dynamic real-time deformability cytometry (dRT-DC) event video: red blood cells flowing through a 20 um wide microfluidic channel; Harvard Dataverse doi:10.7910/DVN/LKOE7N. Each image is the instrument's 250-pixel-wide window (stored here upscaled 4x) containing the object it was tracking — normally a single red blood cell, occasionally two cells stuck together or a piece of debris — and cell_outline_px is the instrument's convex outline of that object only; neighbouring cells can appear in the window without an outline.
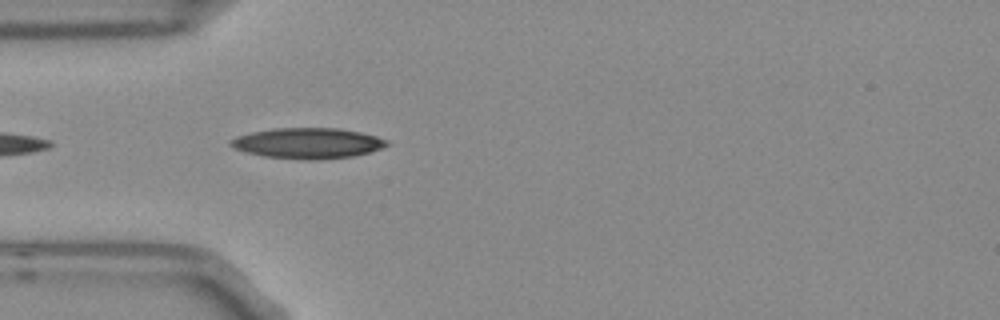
{"species": "Egyptian fruit bat (a non-hibernating species)", "species_latin": "Rousettus aegyptiacus", "temperature_condition": "room temperature", "stored_images_in_passage": 5, "camera_frame_rate_fps": 3000, "um_per_image_px": 0.085, "frame": {"image": 1, "passage_image": 5, "time_ms": 1.333, "image_size_px": [1000, 320], "cell_outline_px": [[392, 144], [368, 152], [352, 156], [312, 160], [308, 160], [264, 156], [232, 148], [228, 144], [228, 140], [236, 136], [252, 132], [272, 128], [340, 128], [360, 132], [376, 136], [388, 140]], "centroid_in_image_um": [26.14, 12.16], "position_along_channel_um": 58.9, "area_um2": 27.86}}